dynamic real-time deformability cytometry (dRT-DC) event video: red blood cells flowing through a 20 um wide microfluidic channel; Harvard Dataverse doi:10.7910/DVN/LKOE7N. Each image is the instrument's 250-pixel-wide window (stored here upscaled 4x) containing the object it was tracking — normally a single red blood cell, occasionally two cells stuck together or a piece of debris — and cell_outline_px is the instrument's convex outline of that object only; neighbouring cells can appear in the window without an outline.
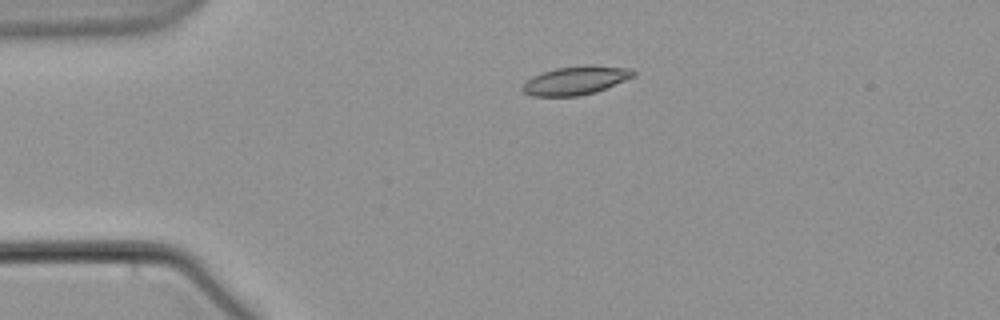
{"species": "common noctule bat (a hibernating species)", "species_latin": "Nyctalus noctula", "temperature_condition": "warm", "stored_images_in_passage": 5, "camera_frame_rate_fps": 3000, "um_per_image_px": 0.085, "animal": {"sex": "male", "body_mass_g": 21.5, "forearm_length_mm": 52.0}, "frame": {"image": 1, "passage_image": 3, "time_ms": 3.333, "image_size_px": [1000, 320], "cell_outline_px": [[636, 76], [596, 92], [576, 96], [532, 96], [524, 92], [520, 88], [532, 76], [540, 72], [556, 68], [584, 64], [592, 64], [632, 68], [636, 72]], "centroid_in_image_um": [48.97, 6.81], "position_along_channel_um": 36.0, "area_um2": 18.79}}
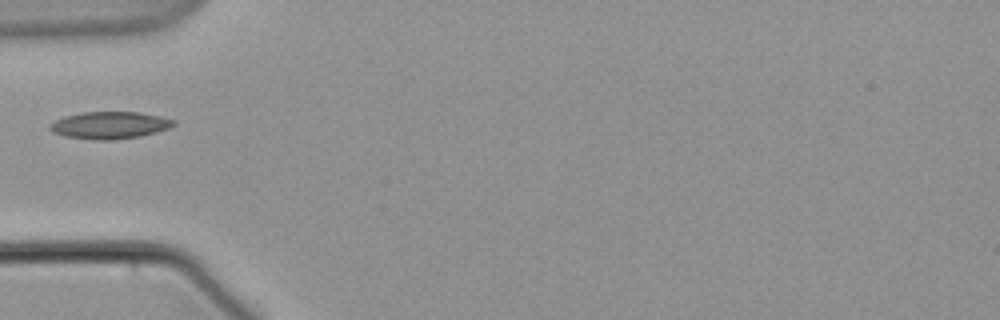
{"frame": {"image": 2, "passage_image": 5, "time_ms": 5.667, "image_size_px": [1000, 320], "cell_outline_px": [[176, 124], [168, 128], [156, 132], [140, 136], [112, 140], [92, 140], [64, 136], [52, 132], [48, 128], [56, 120], [64, 116], [84, 112], [140, 112], [160, 116], [176, 120]], "centroid_in_image_um": [9.33, 10.64], "position_along_channel_um": 75.7, "area_um2": 19.59}}